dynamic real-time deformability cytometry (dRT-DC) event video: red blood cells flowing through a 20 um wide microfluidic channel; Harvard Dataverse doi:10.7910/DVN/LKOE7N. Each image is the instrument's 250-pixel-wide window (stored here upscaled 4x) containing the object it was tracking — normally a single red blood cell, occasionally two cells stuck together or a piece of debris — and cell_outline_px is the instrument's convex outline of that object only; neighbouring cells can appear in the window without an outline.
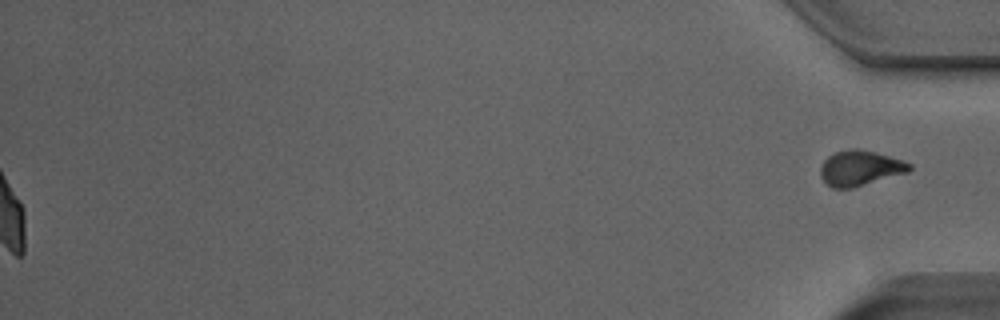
{"species": "Egyptian fruit bat (a non-hibernating species)", "species_latin": "Rousettus aegyptiacus", "temperature_condition": "room temperature", "stored_images_in_passage": 53, "segment_of_instrument_passage": [2, 2], "camera_frame_rate_fps": 3000, "um_per_image_px": 0.085, "animal": {"sex": "male"}, "frame": {"image": 1, "passage_image": 53, "time_ms": 17.333, "image_size_px": [1000, 320], "cell_outline_px": [[912, 168], [908, 172], [852, 188], [832, 188], [820, 176], [820, 168], [824, 160], [828, 156], [836, 152], [848, 148], [860, 148], [876, 152], [912, 164]], "centroid_in_image_um": [73.09, 14.28], "position_along_channel_um": 362.1, "area_um2": 18.21}}